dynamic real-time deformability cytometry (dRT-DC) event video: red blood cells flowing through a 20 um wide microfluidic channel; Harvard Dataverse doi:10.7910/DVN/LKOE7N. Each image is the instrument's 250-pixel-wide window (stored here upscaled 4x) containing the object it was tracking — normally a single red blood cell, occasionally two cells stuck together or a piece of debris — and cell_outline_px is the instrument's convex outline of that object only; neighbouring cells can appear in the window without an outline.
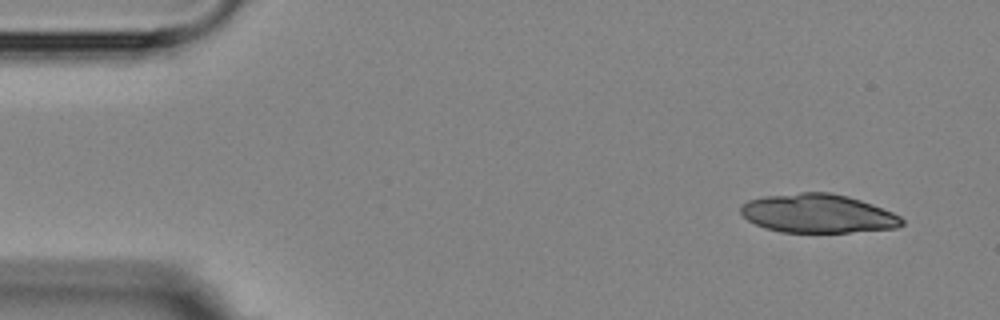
{"species": "Egyptian fruit bat (a non-hibernating species)", "species_latin": "Rousettus aegyptiacus", "temperature_condition": "room temperature", "stored_images_in_passage": 5, "camera_frame_rate_fps": 3000, "um_per_image_px": 0.085, "animal": {"sex": "female"}, "frame": {"image": 1, "passage_image": 1, "time_ms": 0.0, "image_size_px": [1000, 320], "cell_outline_px": [[904, 224], [896, 228], [848, 232], [780, 232], [764, 228], [748, 220], [740, 212], [740, 204], [748, 200], [764, 196], [800, 192], [828, 192], [848, 196], [872, 204], [892, 212], [900, 216], [904, 220]], "centroid_in_image_um": [69.49, 18.14], "position_along_channel_um": 15.5, "area_um2": 36.47}}
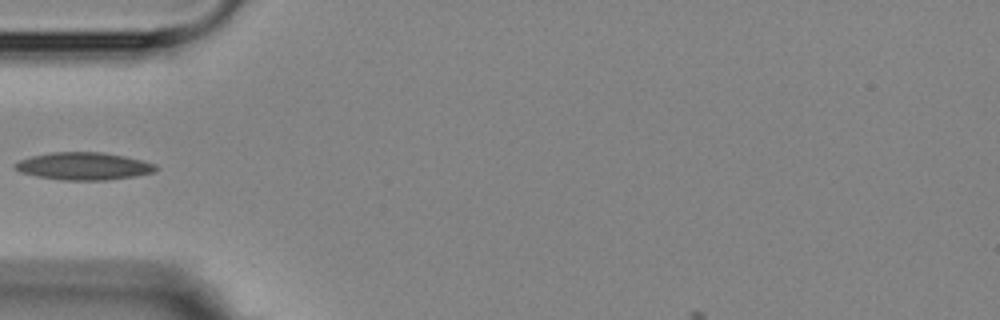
{"frame": {"image": 2, "passage_image": 5, "time_ms": 4.667, "image_size_px": [1000, 320], "cell_outline_px": [[160, 168], [156, 172], [136, 176], [108, 180], [60, 180], [36, 176], [20, 172], [12, 168], [12, 164], [20, 160], [32, 156], [52, 152], [100, 152], [124, 156], [156, 164]], "centroid_in_image_um": [7.11, 14.13], "position_along_channel_um": 77.9, "area_um2": 22.77}}